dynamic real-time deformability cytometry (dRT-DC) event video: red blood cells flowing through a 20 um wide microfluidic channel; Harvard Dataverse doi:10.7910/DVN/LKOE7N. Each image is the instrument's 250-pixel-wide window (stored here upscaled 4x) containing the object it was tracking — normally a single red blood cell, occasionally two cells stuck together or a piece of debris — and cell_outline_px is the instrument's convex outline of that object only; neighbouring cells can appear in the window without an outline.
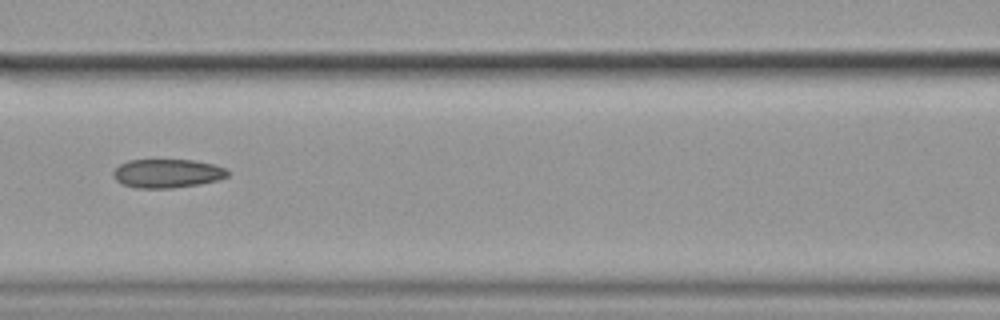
{"species": "common noctule bat (a hibernating species)", "species_latin": "Nyctalus noctula", "temperature_condition": "cold", "stored_images_in_passage": 6, "camera_frame_rate_fps": 3000, "um_per_image_px": 0.085, "animal": {"sex": "female", "body_mass_g": 19.9}, "frame": {"image": 1, "passage_image": 3, "time_ms": 0.667, "image_size_px": [1000, 320], "cell_outline_px": [[228, 176], [216, 180], [200, 184], [172, 188], [136, 188], [120, 184], [112, 176], [112, 172], [120, 164], [128, 160], [196, 160], [216, 164], [224, 168], [228, 172]], "centroid_in_image_um": [14.19, 14.74], "position_along_channel_um": 152.4, "area_um2": 19.31}}
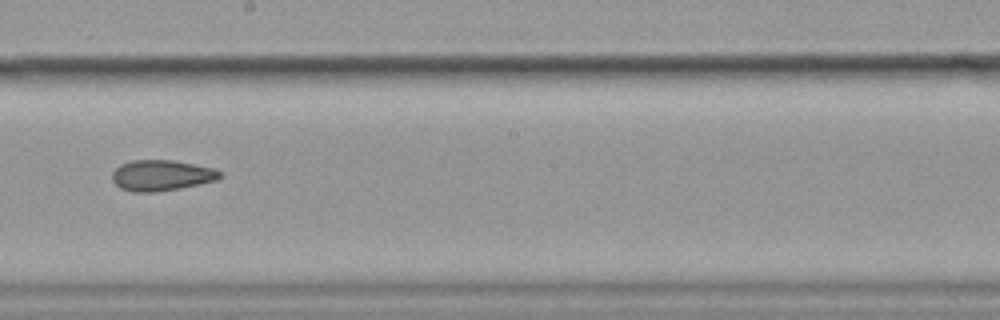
{"frame": {"image": 2, "passage_image": 5, "time_ms": 1.333, "image_size_px": [1000, 320], "cell_outline_px": [[224, 176], [216, 180], [200, 184], [180, 188], [156, 192], [132, 192], [120, 188], [112, 180], [112, 172], [120, 164], [132, 160], [172, 160], [216, 168]], "centroid_in_image_um": [13.73, 14.91], "position_along_channel_um": 234.5, "area_um2": 19.48}}
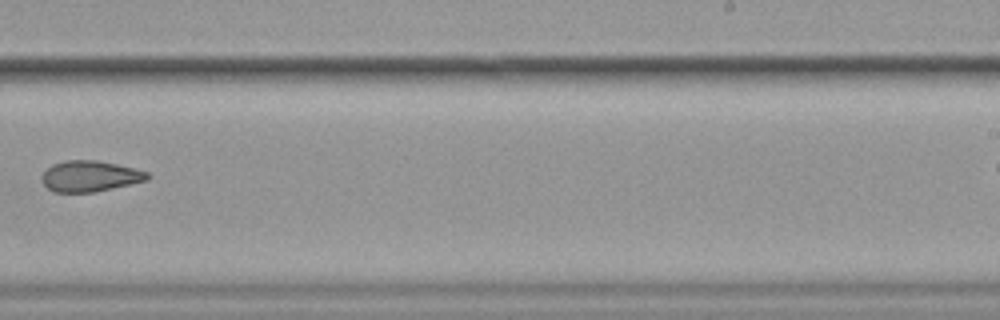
{"frame": {"image": 3, "passage_image": 6, "time_ms": 1.667, "image_size_px": [1000, 320], "cell_outline_px": [[152, 176], [148, 180], [96, 192], [56, 192], [48, 188], [44, 184], [44, 172], [52, 164], [64, 160], [96, 160], [116, 164], [148, 172]], "centroid_in_image_um": [7.69, 14.97], "position_along_channel_um": 281.3, "area_um2": 18.84}}